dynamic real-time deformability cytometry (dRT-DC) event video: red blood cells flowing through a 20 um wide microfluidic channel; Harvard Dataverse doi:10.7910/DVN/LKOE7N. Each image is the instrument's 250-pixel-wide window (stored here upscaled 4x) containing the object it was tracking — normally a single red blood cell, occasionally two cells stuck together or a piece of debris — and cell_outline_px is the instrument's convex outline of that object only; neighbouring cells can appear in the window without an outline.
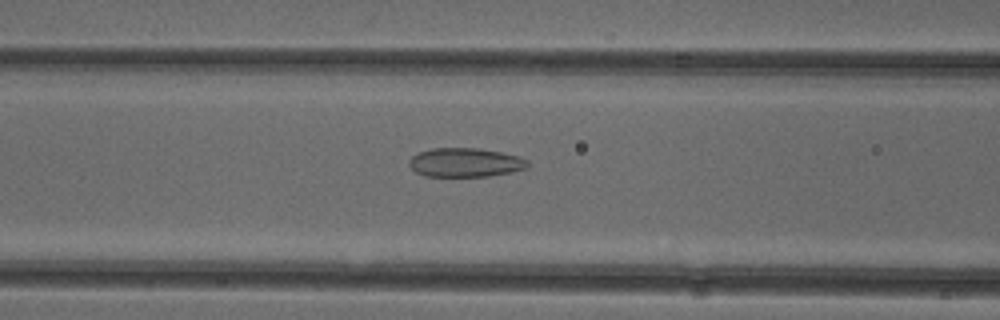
{"species": "common noctule bat (a hibernating species)", "species_latin": "Nyctalus noctula", "temperature_condition": "cold", "stored_images_in_passage": 51, "camera_frame_rate_fps": 3000, "um_per_image_px": 0.085, "animal": {"sex": "female"}, "frame": {"image": 1, "passage_image": 21, "time_ms": 6.667, "image_size_px": [1000, 320], "cell_outline_px": [[528, 168], [488, 176], [424, 176], [416, 172], [408, 164], [408, 160], [412, 156], [420, 152], [432, 148], [480, 148], [520, 156], [528, 160]], "centroid_in_image_um": [39.54, 13.8], "position_along_channel_um": 127.1, "area_um2": 20.0}}
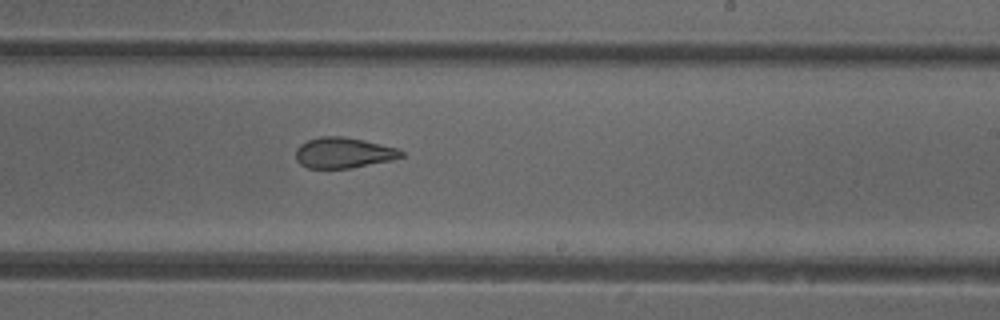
{"frame": {"image": 2, "passage_image": 31, "time_ms": 10.0, "image_size_px": [1000, 320], "cell_outline_px": [[404, 156], [392, 160], [352, 168], [308, 168], [300, 164], [296, 160], [296, 148], [300, 144], [308, 140], [320, 136], [344, 136], [364, 140], [396, 148], [404, 152]], "centroid_in_image_um": [29.18, 12.98], "position_along_channel_um": 259.8, "area_um2": 18.9}}
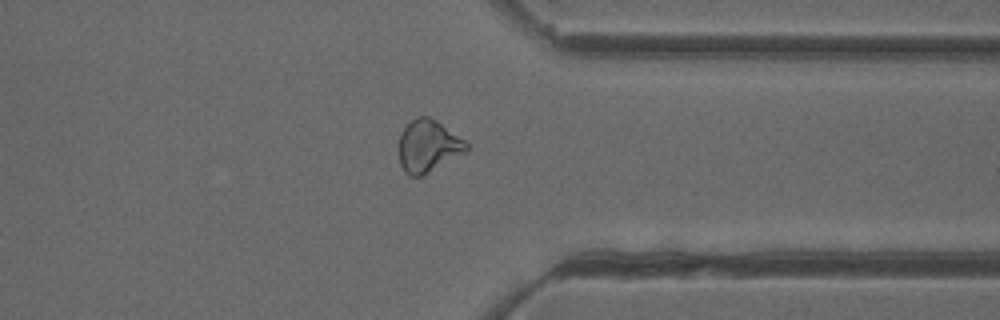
{"frame": {"image": 3, "passage_image": 40, "time_ms": 13.0, "image_size_px": [1000, 320], "cell_outline_px": [[468, 152], [424, 176], [408, 176], [404, 172], [400, 164], [400, 132], [408, 120], [416, 116], [428, 116], [436, 120], [464, 140], [468, 144]], "centroid_in_image_um": [36.39, 12.43], "position_along_channel_um": 375.0, "area_um2": 20.98}, "authors_computed_cell_mechanics": {"area_um2": 21.675, "velocity_mm_per_s": 3.9841, "shape_relaxation_time_tau1_ms": null, "shape_relaxation_time_tau2_ms": 2.0069, "deformation_change_tau1": null, "deformation_change_tau2": 0.0945}}